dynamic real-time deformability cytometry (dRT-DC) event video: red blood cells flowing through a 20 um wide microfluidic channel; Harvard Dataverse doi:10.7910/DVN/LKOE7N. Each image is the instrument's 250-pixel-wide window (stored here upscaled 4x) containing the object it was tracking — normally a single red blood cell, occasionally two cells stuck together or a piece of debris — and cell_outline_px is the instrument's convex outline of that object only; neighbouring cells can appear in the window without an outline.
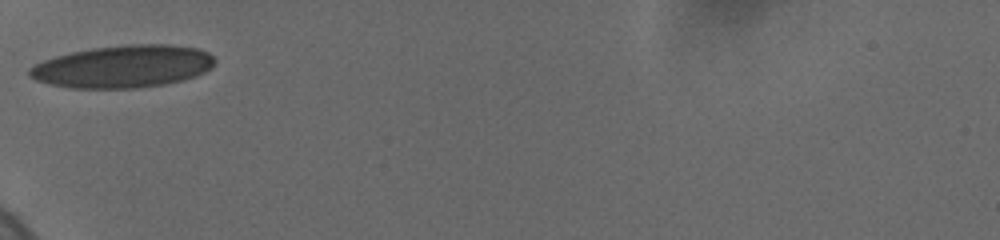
{"species": "human", "species_latin": "Homo sapiens", "temperature_condition": "cold", "stored_images_in_passage": 37, "camera_frame_rate_fps": 3000, "um_per_image_px": 0.085, "donor": {"sex": "female"}, "frame": {"image": 1, "passage_image": 1, "time_ms": 0.0, "image_size_px": [1000, 240], "cell_outline_px": [[216, 60], [212, 68], [204, 72], [180, 80], [164, 84], [136, 88], [72, 88], [52, 84], [36, 80], [28, 76], [28, 68], [44, 60], [56, 56], [72, 52], [92, 48], [124, 44], [168, 44], [196, 48], [208, 52]], "centroid_in_image_um": [10.45, 5.64], "position_along_channel_um": 74.5, "area_um2": 45.66}}
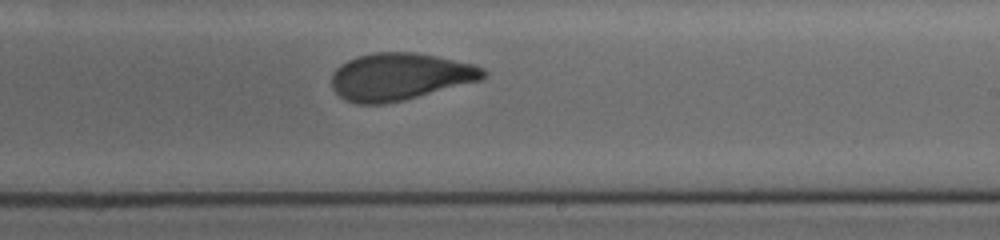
{"frame": {"image": 2, "passage_image": 20, "time_ms": 5.0, "image_size_px": [1000, 240], "cell_outline_px": [[488, 76], [480, 80], [404, 100], [384, 104], [356, 104], [340, 96], [332, 88], [332, 76], [336, 68], [340, 64], [356, 56], [376, 52], [416, 52], [476, 64], [484, 68], [488, 72]], "centroid_in_image_um": [34.01, 6.5], "position_along_channel_um": 255.0, "area_um2": 41.85}}
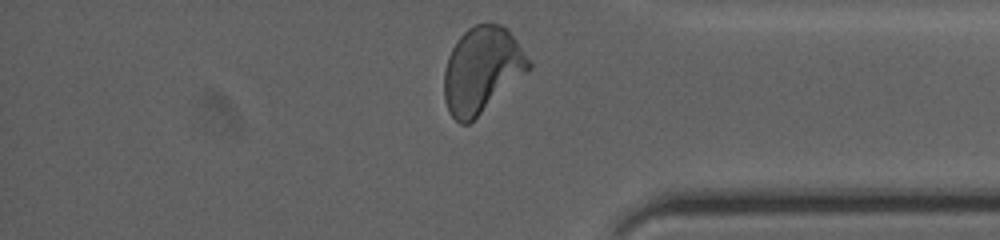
{"frame": {"image": 3, "passage_image": 35, "time_ms": 9.0, "image_size_px": [1000, 240], "cell_outline_px": [[532, 68], [468, 124], [460, 124], [452, 116], [444, 100], [444, 68], [448, 56], [456, 40], [468, 28], [476, 24], [500, 24], [508, 28], [532, 64]], "centroid_in_image_um": [40.95, 5.93], "position_along_channel_um": 394.2, "area_um2": 42.08}, "authors_computed_cell_mechanics": {"area_um2": 41.8472, "velocity_mm_per_s": 3.6679, "shape_relaxation_time_tau1_ms": 8.0535, "shape_relaxation_time_tau2_ms": 0.9732, "deformation_change_tau1": 0.1892, "deformation_change_tau2": 0.0666}}